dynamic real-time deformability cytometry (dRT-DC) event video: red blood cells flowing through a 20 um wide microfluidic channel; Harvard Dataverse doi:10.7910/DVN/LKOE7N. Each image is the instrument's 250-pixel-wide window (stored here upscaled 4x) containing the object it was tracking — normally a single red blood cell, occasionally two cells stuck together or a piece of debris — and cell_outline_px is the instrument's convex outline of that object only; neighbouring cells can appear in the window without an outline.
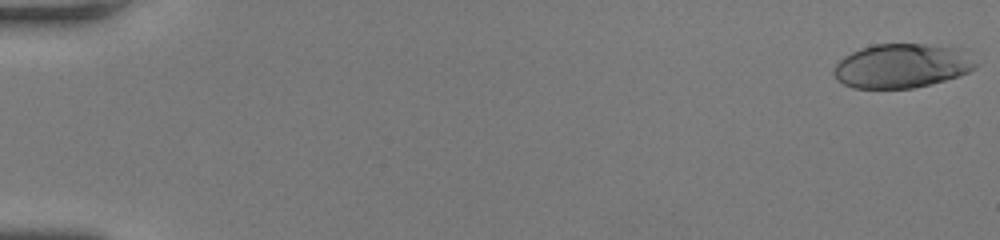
{"species": "human", "species_latin": "Homo sapiens", "temperature_condition": "room temperature", "stored_images_in_passage": 57, "camera_frame_rate_fps": 3000, "um_per_image_px": 0.085, "donor": {"sex": "female"}, "frame": {"image": 1, "passage_image": 1, "time_ms": 0.0, "image_size_px": [1000, 240], "cell_outline_px": [[976, 68], [960, 76], [912, 88], [852, 88], [836, 80], [832, 72], [836, 64], [844, 56], [860, 48], [872, 44], [924, 44], [956, 48], [976, 64]], "centroid_in_image_um": [76.57, 5.61], "position_along_channel_um": 8.4, "area_um2": 36.13}}
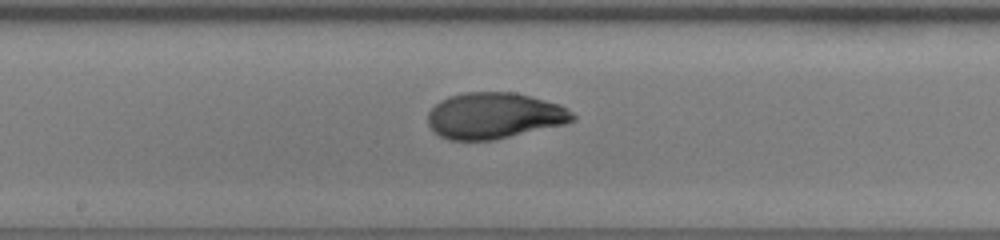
{"frame": {"image": 2, "passage_image": 32, "time_ms": 10.333, "image_size_px": [1000, 240], "cell_outline_px": [[576, 120], [564, 124], [492, 140], [448, 140], [440, 136], [428, 124], [428, 112], [440, 100], [448, 96], [464, 92], [516, 92], [560, 104], [572, 112], [576, 116]], "centroid_in_image_um": [42.01, 9.82], "position_along_channel_um": 206.2, "area_um2": 38.9}}
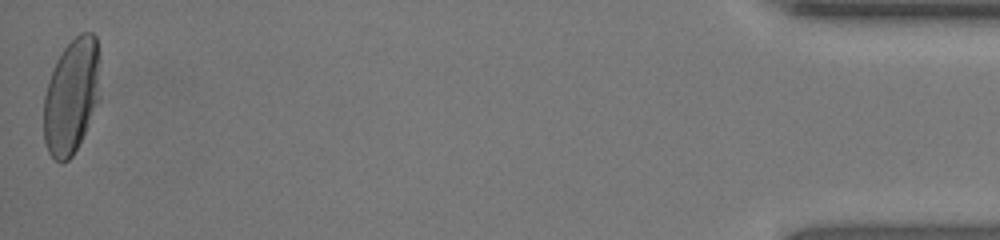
{"frame": {"image": 3, "passage_image": 57, "time_ms": 18.667, "image_size_px": [1000, 240], "cell_outline_px": [[100, 100], [72, 156], [64, 164], [60, 164], [48, 152], [44, 140], [44, 96], [48, 80], [56, 60], [60, 52], [80, 32], [92, 32], [96, 36], [100, 52]], "centroid_in_image_um": [6.1, 8.13], "position_along_channel_um": 429.1, "area_um2": 38.49}, "authors_computed_cell_mechanics": {"area_um2": 38.0324, "velocity_mm_per_s": 3.7073, "shape_relaxation_time_tau1_ms": 4.4598, "shape_relaxation_time_tau2_ms": 0.9929, "deformation_change_tau1": 0.2209, "deformation_change_tau2": 0.0578}}